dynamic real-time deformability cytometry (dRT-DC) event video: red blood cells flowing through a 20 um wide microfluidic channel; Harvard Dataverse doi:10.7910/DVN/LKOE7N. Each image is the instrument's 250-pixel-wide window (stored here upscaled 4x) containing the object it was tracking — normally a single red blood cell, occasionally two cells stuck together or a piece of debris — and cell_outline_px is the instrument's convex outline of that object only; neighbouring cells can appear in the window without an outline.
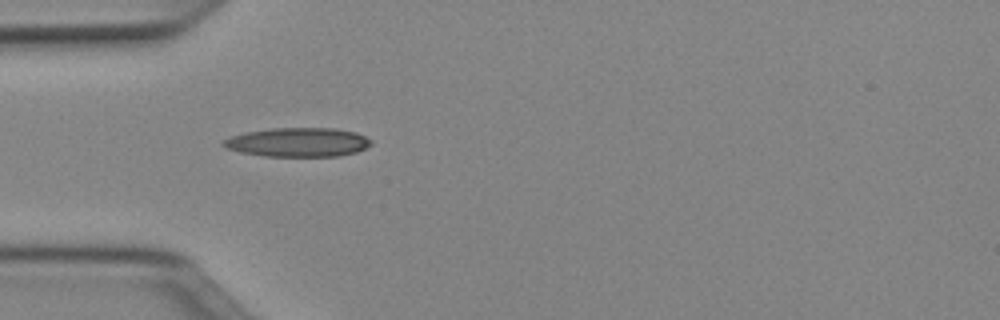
{"species": "Egyptian fruit bat (a non-hibernating species)", "species_latin": "Rousettus aegyptiacus", "temperature_condition": "cold", "stored_images_in_passage": 36, "camera_frame_rate_fps": 3000, "um_per_image_px": 0.085, "animal": {"sex": "female"}, "frame": {"image": 1, "passage_image": 1, "time_ms": 0.0, "image_size_px": [1000, 320], "cell_outline_px": [[372, 144], [356, 152], [340, 156], [264, 156], [240, 152], [224, 148], [220, 144], [220, 140], [228, 136], [244, 132], [272, 128], [336, 128], [356, 132], [372, 140]], "centroid_in_image_um": [25.25, 12.08], "position_along_channel_um": 59.7, "area_um2": 25.37}}
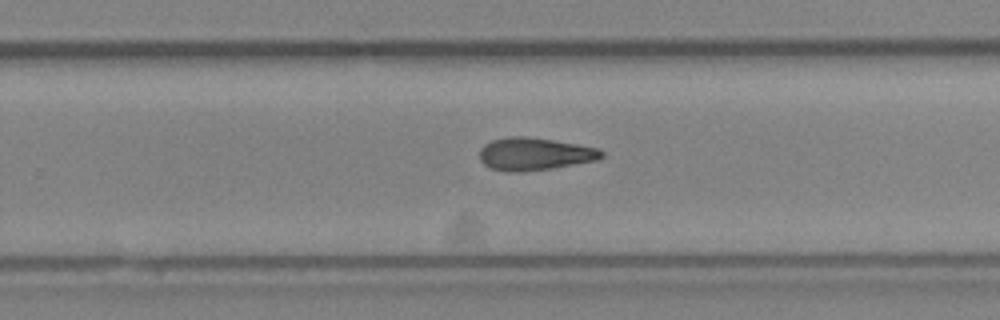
{"frame": {"image": 2, "passage_image": 18, "time_ms": 5.667, "image_size_px": [1000, 320], "cell_outline_px": [[604, 156], [596, 160], [552, 168], [520, 172], [508, 172], [492, 168], [484, 164], [480, 160], [480, 148], [484, 144], [492, 140], [508, 136], [524, 136], [552, 140], [576, 144], [596, 148], [604, 152]], "centroid_in_image_um": [45.4, 13.08], "position_along_channel_um": 284.4, "area_um2": 23.0}}
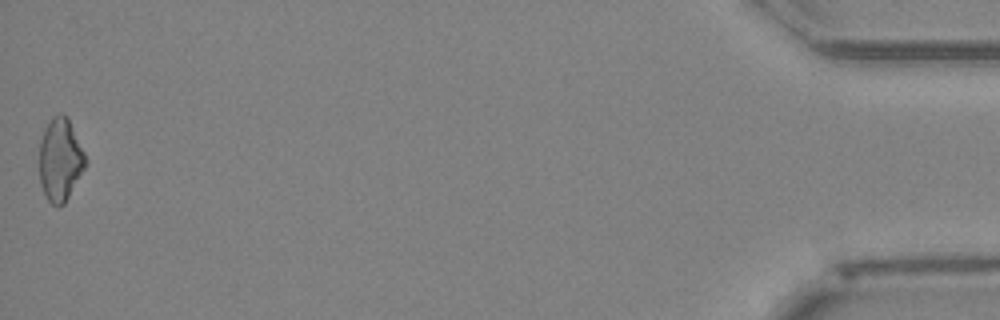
{"frame": {"image": 3, "passage_image": 36, "time_ms": 11.667, "image_size_px": [1000, 320], "cell_outline_px": [[88, 160], [84, 168], [64, 204], [52, 204], [48, 200], [40, 184], [40, 140], [44, 128], [52, 116], [60, 112], [68, 116]], "centroid_in_image_um": [5.12, 13.51], "position_along_channel_um": 430.1, "area_um2": 22.2}, "authors_computed_cell_mechanics": {"area_um2": 22.7732, "velocity_mm_per_s": 4.0224, "shape_relaxation_time_tau1_ms": null, "shape_relaxation_time_tau2_ms": 11.3907, "deformation_change_tau1": null, "deformation_change_tau2": 0.2501}}